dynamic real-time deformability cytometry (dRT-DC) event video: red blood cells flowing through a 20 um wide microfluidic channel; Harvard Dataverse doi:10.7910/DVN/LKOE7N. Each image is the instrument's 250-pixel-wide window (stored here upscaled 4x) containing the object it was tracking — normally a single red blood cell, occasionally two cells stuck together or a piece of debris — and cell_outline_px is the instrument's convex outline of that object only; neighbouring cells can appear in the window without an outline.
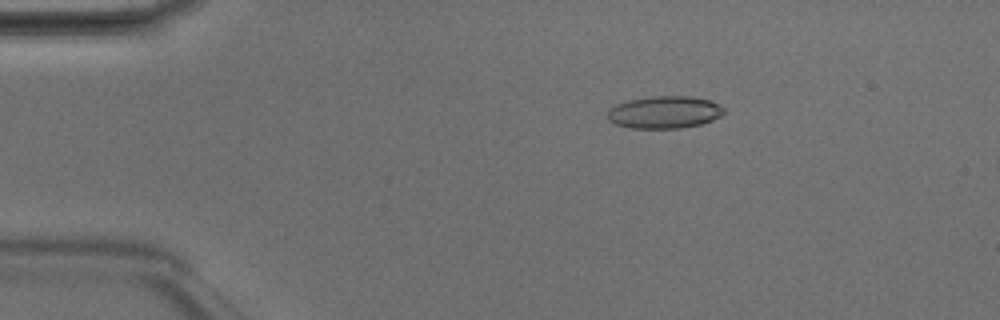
{"species": "Egyptian fruit bat (a non-hibernating species)", "species_latin": "Rousettus aegyptiacus", "temperature_condition": "room temperature", "stored_images_in_passage": 50, "segment_of_instrument_passage": [1, 2], "camera_frame_rate_fps": 3000, "um_per_image_px": 0.085, "animal": {"sex": "male"}, "frame": {"image": 1, "passage_image": 9, "time_ms": 2.667, "image_size_px": [1000, 320], "cell_outline_px": [[724, 112], [720, 116], [712, 120], [700, 124], [680, 128], [632, 128], [616, 124], [608, 120], [608, 108], [616, 104], [628, 100], [652, 96], [692, 96], [708, 100], [724, 108]], "centroid_in_image_um": [56.44, 9.53], "position_along_channel_um": 28.6, "area_um2": 21.85}}
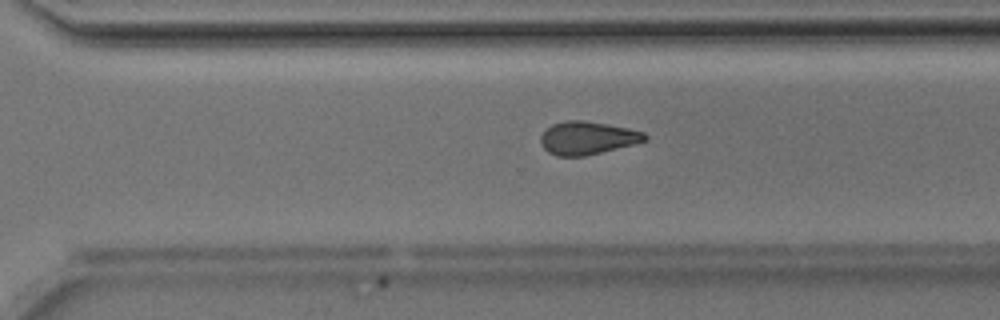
{"frame": {"image": 2, "passage_image": 34, "time_ms": 11.0, "image_size_px": [1000, 320], "cell_outline_px": [[648, 136], [644, 140], [632, 144], [584, 156], [556, 156], [548, 152], [540, 144], [540, 136], [552, 124], [564, 120], [584, 120], [608, 124], [628, 128], [644, 132]], "centroid_in_image_um": [49.88, 11.71], "position_along_channel_um": 320.7, "area_um2": 19.88}}
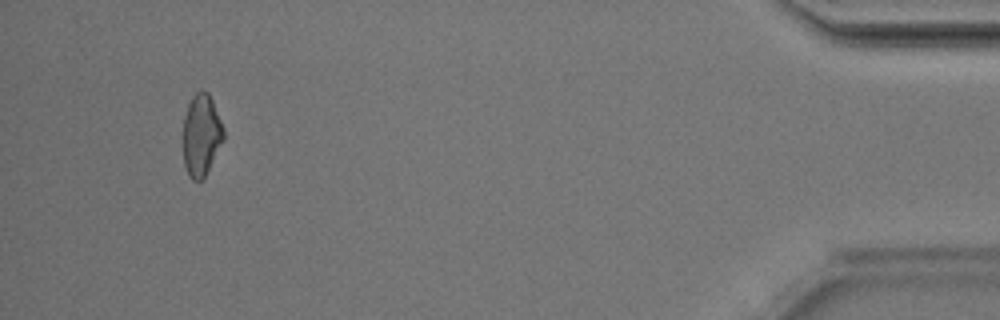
{"frame": {"image": 3, "passage_image": 46, "time_ms": 15.0, "image_size_px": [1000, 320], "cell_outline_px": [[224, 140], [204, 176], [200, 180], [192, 180], [188, 176], [184, 164], [180, 140], [180, 136], [184, 116], [188, 104], [192, 96], [200, 88], [204, 88], [208, 92], [212, 100], [224, 128]], "centroid_in_image_um": [17.05, 11.45], "position_along_channel_um": 418.1, "area_um2": 20.0}}